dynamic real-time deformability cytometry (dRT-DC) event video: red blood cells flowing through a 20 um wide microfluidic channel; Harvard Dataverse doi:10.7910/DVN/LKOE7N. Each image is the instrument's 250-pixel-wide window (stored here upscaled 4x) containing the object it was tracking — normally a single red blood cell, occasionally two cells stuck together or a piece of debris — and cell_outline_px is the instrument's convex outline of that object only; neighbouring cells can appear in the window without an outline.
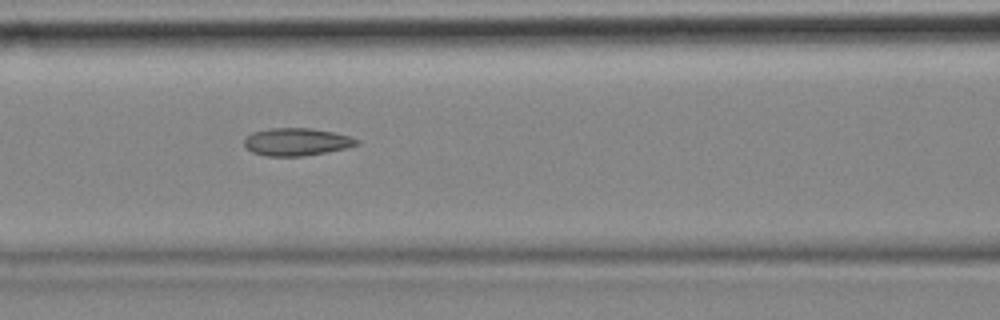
{"species": "common noctule bat (a hibernating species)", "species_latin": "Nyctalus noctula", "temperature_condition": "cold", "stored_images_in_passage": 10, "camera_frame_rate_fps": 3000, "um_per_image_px": 0.085, "animal": {"sex": "female", "body_mass_g": 18.4}, "frame": {"image": 1, "passage_image": 6, "time_ms": 1.667, "image_size_px": [1000, 320], "cell_outline_px": [[360, 144], [348, 148], [328, 152], [304, 156], [268, 156], [252, 152], [244, 144], [244, 140], [252, 132], [268, 128], [312, 128], [332, 132], [348, 136], [360, 140]], "centroid_in_image_um": [25.24, 12.06], "position_along_channel_um": 141.4, "area_um2": 18.15}}
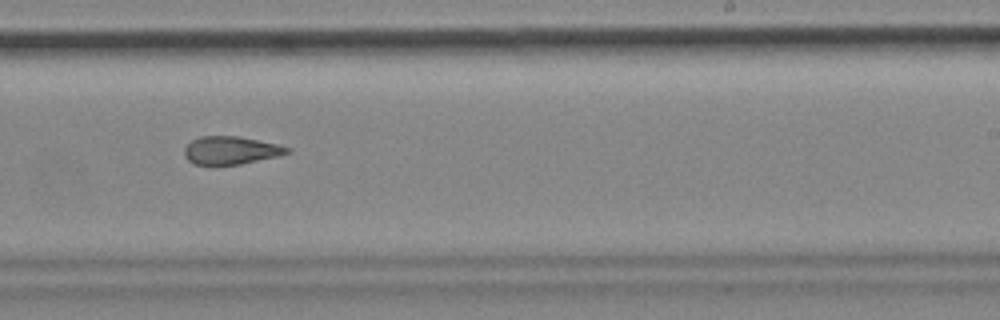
{"frame": {"image": 2, "passage_image": 9, "time_ms": 2.667, "image_size_px": [1000, 320], "cell_outline_px": [[292, 152], [280, 156], [240, 164], [192, 164], [184, 156], [184, 148], [192, 140], [200, 136], [240, 136], [276, 144], [292, 148]], "centroid_in_image_um": [19.65, 12.77], "position_along_channel_um": 269.4, "area_um2": 16.82}}